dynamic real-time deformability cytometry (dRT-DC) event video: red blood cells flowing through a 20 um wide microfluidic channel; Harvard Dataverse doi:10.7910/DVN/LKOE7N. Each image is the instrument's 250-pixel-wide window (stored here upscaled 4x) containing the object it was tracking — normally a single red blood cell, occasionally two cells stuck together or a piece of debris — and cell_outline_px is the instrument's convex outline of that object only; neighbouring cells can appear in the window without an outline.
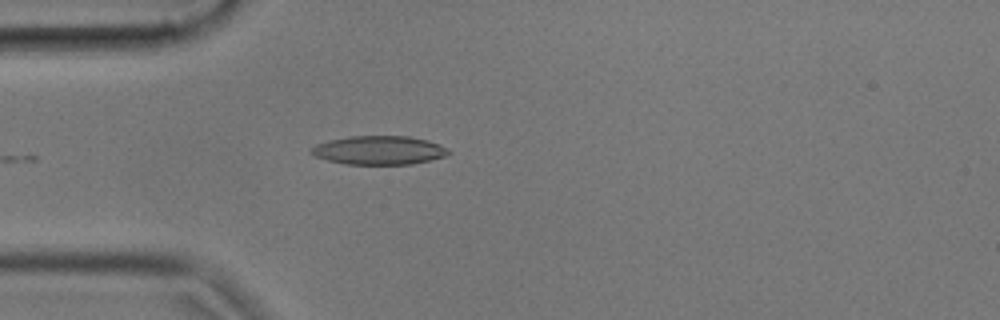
{"species": "common noctule bat (a hibernating species)", "species_latin": "Nyctalus noctula", "temperature_condition": "cold", "stored_images_in_passage": 20, "camera_frame_rate_fps": 3000, "um_per_image_px": 0.085, "animal": {"sex": "male", "body_mass_g": 17.9, "forearm_length_mm": 54.2}, "frame": {"image": 1, "passage_image": 1, "time_ms": 0.0, "image_size_px": [1000, 320], "cell_outline_px": [[452, 152], [444, 156], [412, 164], [348, 164], [328, 160], [316, 156], [308, 152], [316, 144], [328, 140], [352, 136], [408, 136], [428, 140], [440, 144]], "centroid_in_image_um": [32.22, 12.76], "position_along_channel_um": 52.8, "area_um2": 22.83}}
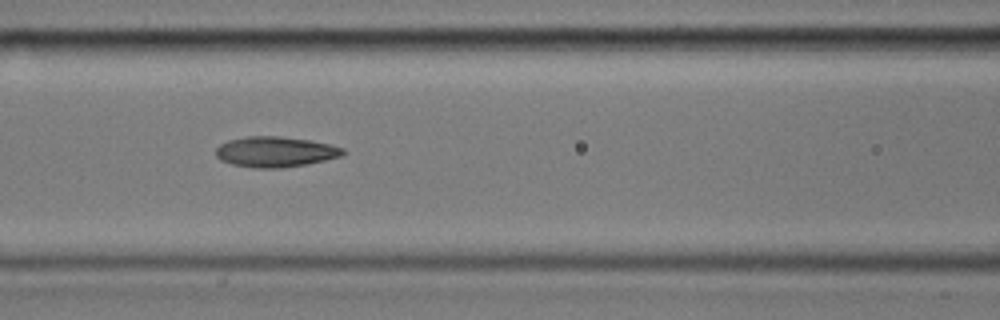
{"frame": {"image": 2, "passage_image": 9, "time_ms": 2.667, "image_size_px": [1000, 320], "cell_outline_px": [[348, 152], [340, 156], [324, 160], [304, 164], [280, 168], [252, 168], [232, 164], [220, 160], [216, 156], [216, 148], [220, 144], [228, 140], [248, 136], [280, 136], [308, 140], [328, 144], [344, 148]], "centroid_in_image_um": [23.38, 12.9], "position_along_channel_um": 143.2, "area_um2": 22.48}}
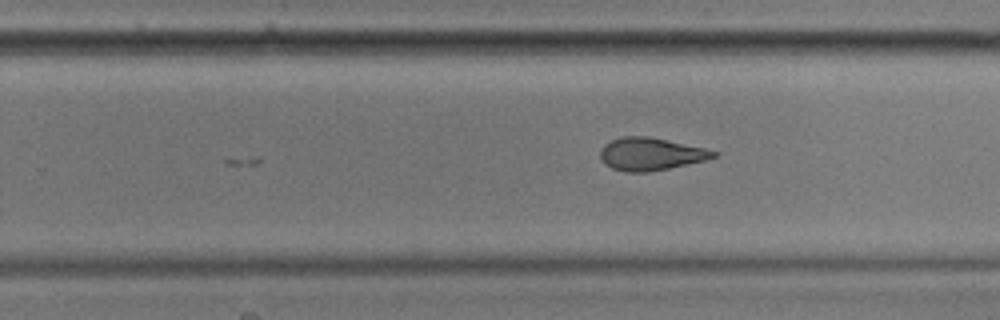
{"frame": {"image": 3, "passage_image": 20, "time_ms": 6.333, "image_size_px": [1000, 320], "cell_outline_px": [[716, 156], [704, 160], [668, 168], [648, 172], [628, 172], [612, 168], [604, 164], [600, 156], [600, 152], [604, 144], [620, 136], [648, 136], [704, 148], [716, 152]], "centroid_in_image_um": [55.25, 13.09], "position_along_channel_um": 274.6, "area_um2": 21.21}}